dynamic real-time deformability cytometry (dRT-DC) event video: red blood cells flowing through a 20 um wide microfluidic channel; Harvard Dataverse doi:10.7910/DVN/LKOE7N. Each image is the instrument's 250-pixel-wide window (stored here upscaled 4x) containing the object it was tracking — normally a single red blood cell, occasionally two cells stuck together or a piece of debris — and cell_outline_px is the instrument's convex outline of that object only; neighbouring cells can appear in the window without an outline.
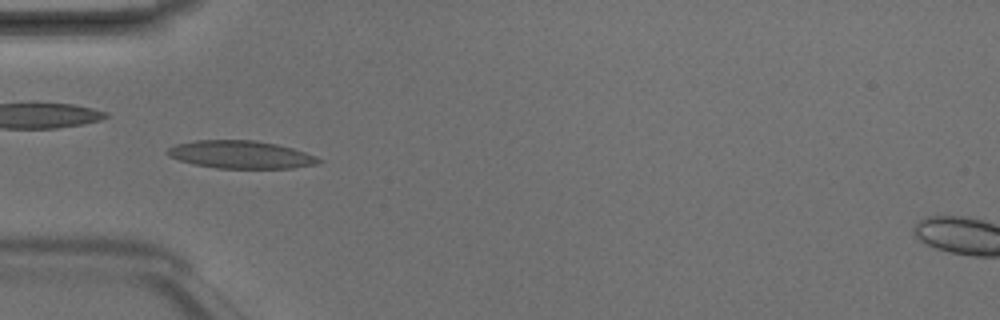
{"species": "Egyptian fruit bat (a non-hibernating species)", "species_latin": "Rousettus aegyptiacus", "temperature_condition": "room temperature", "stored_images_in_passage": 6, "camera_frame_rate_fps": 3000, "um_per_image_px": 0.085, "animal": {"sex": "male"}, "frame": {"image": 1, "passage_image": 4, "time_ms": 1.0, "image_size_px": [1000, 320], "cell_outline_px": [[324, 160], [316, 164], [292, 168], [216, 168], [196, 164], [180, 160], [168, 156], [164, 152], [168, 148], [176, 144], [196, 140], [256, 140], [276, 144], [292, 148], [316, 156]], "centroid_in_image_um": [20.46, 13.13], "position_along_channel_um": 64.5, "area_um2": 24.39}}